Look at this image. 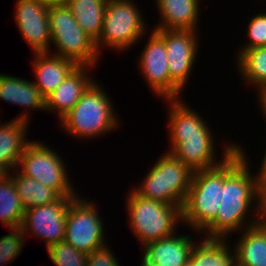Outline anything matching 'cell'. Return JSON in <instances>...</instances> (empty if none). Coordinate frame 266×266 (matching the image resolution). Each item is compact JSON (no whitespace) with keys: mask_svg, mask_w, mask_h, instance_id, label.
Listing matches in <instances>:
<instances>
[{"mask_svg":"<svg viewBox=\"0 0 266 266\" xmlns=\"http://www.w3.org/2000/svg\"><path fill=\"white\" fill-rule=\"evenodd\" d=\"M237 144L238 149L223 162L222 199L216 217L200 232L204 238L228 239L263 220L256 174L250 170L246 147Z\"/></svg>","mask_w":266,"mask_h":266,"instance_id":"6da1fadb","label":"cell"},{"mask_svg":"<svg viewBox=\"0 0 266 266\" xmlns=\"http://www.w3.org/2000/svg\"><path fill=\"white\" fill-rule=\"evenodd\" d=\"M163 101L168 104L166 117L170 146L166 151L193 171L217 167L238 149L235 141L227 142L219 159L216 137L213 138L214 132L203 115L186 104L183 98Z\"/></svg>","mask_w":266,"mask_h":266,"instance_id":"7a4b0ae2","label":"cell"},{"mask_svg":"<svg viewBox=\"0 0 266 266\" xmlns=\"http://www.w3.org/2000/svg\"><path fill=\"white\" fill-rule=\"evenodd\" d=\"M94 81L83 93L75 106L60 120L61 129L76 139L91 140L113 132L119 125L118 114L113 108L103 85ZM101 86V87H100Z\"/></svg>","mask_w":266,"mask_h":266,"instance_id":"3957f363","label":"cell"},{"mask_svg":"<svg viewBox=\"0 0 266 266\" xmlns=\"http://www.w3.org/2000/svg\"><path fill=\"white\" fill-rule=\"evenodd\" d=\"M129 227L136 239L145 246L147 243L170 237L182 223L181 208L177 205L144 198L133 189L125 199Z\"/></svg>","mask_w":266,"mask_h":266,"instance_id":"277c9868","label":"cell"},{"mask_svg":"<svg viewBox=\"0 0 266 266\" xmlns=\"http://www.w3.org/2000/svg\"><path fill=\"white\" fill-rule=\"evenodd\" d=\"M193 173L190 167L171 153L165 152L162 156L160 154L144 175V180L131 189L144 198L177 205L182 209L191 186Z\"/></svg>","mask_w":266,"mask_h":266,"instance_id":"5b68a950","label":"cell"},{"mask_svg":"<svg viewBox=\"0 0 266 266\" xmlns=\"http://www.w3.org/2000/svg\"><path fill=\"white\" fill-rule=\"evenodd\" d=\"M48 19L55 48L49 53L71 59L78 66L97 67L100 54L95 40L84 32L67 5L49 6Z\"/></svg>","mask_w":266,"mask_h":266,"instance_id":"8992f818","label":"cell"},{"mask_svg":"<svg viewBox=\"0 0 266 266\" xmlns=\"http://www.w3.org/2000/svg\"><path fill=\"white\" fill-rule=\"evenodd\" d=\"M134 0H108L99 38L95 41L99 54L103 48L130 51L146 37L148 24Z\"/></svg>","mask_w":266,"mask_h":266,"instance_id":"52a82bcc","label":"cell"},{"mask_svg":"<svg viewBox=\"0 0 266 266\" xmlns=\"http://www.w3.org/2000/svg\"><path fill=\"white\" fill-rule=\"evenodd\" d=\"M223 163L217 167L196 170L187 198L181 209L182 224L200 236L216 217L222 199Z\"/></svg>","mask_w":266,"mask_h":266,"instance_id":"ba28073f","label":"cell"},{"mask_svg":"<svg viewBox=\"0 0 266 266\" xmlns=\"http://www.w3.org/2000/svg\"><path fill=\"white\" fill-rule=\"evenodd\" d=\"M66 162L42 141H33L19 159L17 170L39 183L55 189L61 196H79L70 180ZM76 189V190H75Z\"/></svg>","mask_w":266,"mask_h":266,"instance_id":"9c48e42d","label":"cell"},{"mask_svg":"<svg viewBox=\"0 0 266 266\" xmlns=\"http://www.w3.org/2000/svg\"><path fill=\"white\" fill-rule=\"evenodd\" d=\"M87 198L79 195L69 204L64 241L89 254L108 241L105 240V224L98 205Z\"/></svg>","mask_w":266,"mask_h":266,"instance_id":"30bf717a","label":"cell"},{"mask_svg":"<svg viewBox=\"0 0 266 266\" xmlns=\"http://www.w3.org/2000/svg\"><path fill=\"white\" fill-rule=\"evenodd\" d=\"M150 33L137 59L140 74L160 100L179 99L182 91L170 79L165 41L154 29Z\"/></svg>","mask_w":266,"mask_h":266,"instance_id":"8fae6325","label":"cell"},{"mask_svg":"<svg viewBox=\"0 0 266 266\" xmlns=\"http://www.w3.org/2000/svg\"><path fill=\"white\" fill-rule=\"evenodd\" d=\"M76 197L78 196H62L56 202L25 210L21 224L25 239L28 235L40 238L45 242L46 249L59 241H63L68 207Z\"/></svg>","mask_w":266,"mask_h":266,"instance_id":"7c38bea8","label":"cell"},{"mask_svg":"<svg viewBox=\"0 0 266 266\" xmlns=\"http://www.w3.org/2000/svg\"><path fill=\"white\" fill-rule=\"evenodd\" d=\"M165 41L171 81L183 91L198 55L199 30L154 29ZM198 35V36H197Z\"/></svg>","mask_w":266,"mask_h":266,"instance_id":"4fadbf2b","label":"cell"},{"mask_svg":"<svg viewBox=\"0 0 266 266\" xmlns=\"http://www.w3.org/2000/svg\"><path fill=\"white\" fill-rule=\"evenodd\" d=\"M44 0H16L15 24L32 53H49L51 32Z\"/></svg>","mask_w":266,"mask_h":266,"instance_id":"5bb4252c","label":"cell"},{"mask_svg":"<svg viewBox=\"0 0 266 266\" xmlns=\"http://www.w3.org/2000/svg\"><path fill=\"white\" fill-rule=\"evenodd\" d=\"M191 235L176 232L173 236L147 243L142 249L140 266H184L196 244Z\"/></svg>","mask_w":266,"mask_h":266,"instance_id":"9a60e30c","label":"cell"},{"mask_svg":"<svg viewBox=\"0 0 266 266\" xmlns=\"http://www.w3.org/2000/svg\"><path fill=\"white\" fill-rule=\"evenodd\" d=\"M92 66H77L64 81L45 98V112L52 111L60 121L80 100L86 89L96 80ZM92 69V70H91ZM89 70V71H88ZM88 72H91L90 74Z\"/></svg>","mask_w":266,"mask_h":266,"instance_id":"2e32d148","label":"cell"},{"mask_svg":"<svg viewBox=\"0 0 266 266\" xmlns=\"http://www.w3.org/2000/svg\"><path fill=\"white\" fill-rule=\"evenodd\" d=\"M0 100L25 108L16 119L30 122L29 111H45V98L33 81L15 75L0 73Z\"/></svg>","mask_w":266,"mask_h":266,"instance_id":"e0dca14e","label":"cell"},{"mask_svg":"<svg viewBox=\"0 0 266 266\" xmlns=\"http://www.w3.org/2000/svg\"><path fill=\"white\" fill-rule=\"evenodd\" d=\"M156 3L159 23L153 29L198 30L200 0H153Z\"/></svg>","mask_w":266,"mask_h":266,"instance_id":"ac0fdd59","label":"cell"},{"mask_svg":"<svg viewBox=\"0 0 266 266\" xmlns=\"http://www.w3.org/2000/svg\"><path fill=\"white\" fill-rule=\"evenodd\" d=\"M31 62L32 72H34L33 83L44 98L50 95L78 66L71 59L51 53H34Z\"/></svg>","mask_w":266,"mask_h":266,"instance_id":"d6986e66","label":"cell"},{"mask_svg":"<svg viewBox=\"0 0 266 266\" xmlns=\"http://www.w3.org/2000/svg\"><path fill=\"white\" fill-rule=\"evenodd\" d=\"M0 122V167L10 173L17 168L20 157L32 142L28 137L30 122L15 118ZM29 124V125H28Z\"/></svg>","mask_w":266,"mask_h":266,"instance_id":"ffe728a7","label":"cell"},{"mask_svg":"<svg viewBox=\"0 0 266 266\" xmlns=\"http://www.w3.org/2000/svg\"><path fill=\"white\" fill-rule=\"evenodd\" d=\"M234 245V258L242 266H266V220L239 232Z\"/></svg>","mask_w":266,"mask_h":266,"instance_id":"44dd1931","label":"cell"},{"mask_svg":"<svg viewBox=\"0 0 266 266\" xmlns=\"http://www.w3.org/2000/svg\"><path fill=\"white\" fill-rule=\"evenodd\" d=\"M228 243H231L228 239H197L189 261L184 266H228L234 259L233 246Z\"/></svg>","mask_w":266,"mask_h":266,"instance_id":"7402d4cb","label":"cell"},{"mask_svg":"<svg viewBox=\"0 0 266 266\" xmlns=\"http://www.w3.org/2000/svg\"><path fill=\"white\" fill-rule=\"evenodd\" d=\"M8 173L14 181L17 193L25 210L58 201L62 196L53 188L21 174Z\"/></svg>","mask_w":266,"mask_h":266,"instance_id":"603a6c76","label":"cell"},{"mask_svg":"<svg viewBox=\"0 0 266 266\" xmlns=\"http://www.w3.org/2000/svg\"><path fill=\"white\" fill-rule=\"evenodd\" d=\"M108 0H70L67 6L77 23L95 41L99 38Z\"/></svg>","mask_w":266,"mask_h":266,"instance_id":"cb8c5ba5","label":"cell"},{"mask_svg":"<svg viewBox=\"0 0 266 266\" xmlns=\"http://www.w3.org/2000/svg\"><path fill=\"white\" fill-rule=\"evenodd\" d=\"M235 60L238 76L243 82L256 90L266 86V47L244 50Z\"/></svg>","mask_w":266,"mask_h":266,"instance_id":"d4e9b609","label":"cell"},{"mask_svg":"<svg viewBox=\"0 0 266 266\" xmlns=\"http://www.w3.org/2000/svg\"><path fill=\"white\" fill-rule=\"evenodd\" d=\"M24 213L14 181L7 173L0 179V221L7 229L21 227Z\"/></svg>","mask_w":266,"mask_h":266,"instance_id":"484cf974","label":"cell"},{"mask_svg":"<svg viewBox=\"0 0 266 266\" xmlns=\"http://www.w3.org/2000/svg\"><path fill=\"white\" fill-rule=\"evenodd\" d=\"M50 261L56 266H87V254L69 243L59 241L47 249Z\"/></svg>","mask_w":266,"mask_h":266,"instance_id":"4316f807","label":"cell"},{"mask_svg":"<svg viewBox=\"0 0 266 266\" xmlns=\"http://www.w3.org/2000/svg\"><path fill=\"white\" fill-rule=\"evenodd\" d=\"M246 25L247 41L238 47L237 57L242 51L252 48L266 47V10L252 16Z\"/></svg>","mask_w":266,"mask_h":266,"instance_id":"83f0119b","label":"cell"},{"mask_svg":"<svg viewBox=\"0 0 266 266\" xmlns=\"http://www.w3.org/2000/svg\"><path fill=\"white\" fill-rule=\"evenodd\" d=\"M11 233L0 238V266H8L18 258L25 247V236L21 227L8 229Z\"/></svg>","mask_w":266,"mask_h":266,"instance_id":"f1b7e54d","label":"cell"},{"mask_svg":"<svg viewBox=\"0 0 266 266\" xmlns=\"http://www.w3.org/2000/svg\"><path fill=\"white\" fill-rule=\"evenodd\" d=\"M105 245L96 248L94 251L87 254V266H120L116 255H113V250Z\"/></svg>","mask_w":266,"mask_h":266,"instance_id":"f546056e","label":"cell"},{"mask_svg":"<svg viewBox=\"0 0 266 266\" xmlns=\"http://www.w3.org/2000/svg\"><path fill=\"white\" fill-rule=\"evenodd\" d=\"M264 153L261 159V163L259 165L260 167H256L258 168L256 178L258 180L259 189L262 195L266 192V148L264 150Z\"/></svg>","mask_w":266,"mask_h":266,"instance_id":"4dcf8cb0","label":"cell"},{"mask_svg":"<svg viewBox=\"0 0 266 266\" xmlns=\"http://www.w3.org/2000/svg\"><path fill=\"white\" fill-rule=\"evenodd\" d=\"M256 92H257V94H255L257 96L256 100H258V101H256L258 103L257 106H259V108H261L260 109L262 112L261 115H263L262 117H264L263 120L266 121V86L258 88L256 90Z\"/></svg>","mask_w":266,"mask_h":266,"instance_id":"1f68e13d","label":"cell"},{"mask_svg":"<svg viewBox=\"0 0 266 266\" xmlns=\"http://www.w3.org/2000/svg\"><path fill=\"white\" fill-rule=\"evenodd\" d=\"M48 6L67 5L70 0H44Z\"/></svg>","mask_w":266,"mask_h":266,"instance_id":"d6a6232c","label":"cell"},{"mask_svg":"<svg viewBox=\"0 0 266 266\" xmlns=\"http://www.w3.org/2000/svg\"><path fill=\"white\" fill-rule=\"evenodd\" d=\"M262 216L266 220V192L262 195Z\"/></svg>","mask_w":266,"mask_h":266,"instance_id":"836d02e7","label":"cell"},{"mask_svg":"<svg viewBox=\"0 0 266 266\" xmlns=\"http://www.w3.org/2000/svg\"><path fill=\"white\" fill-rule=\"evenodd\" d=\"M228 266H242L235 258L228 264Z\"/></svg>","mask_w":266,"mask_h":266,"instance_id":"e575fe53","label":"cell"},{"mask_svg":"<svg viewBox=\"0 0 266 266\" xmlns=\"http://www.w3.org/2000/svg\"><path fill=\"white\" fill-rule=\"evenodd\" d=\"M7 174L1 167H0V179Z\"/></svg>","mask_w":266,"mask_h":266,"instance_id":"d590c367","label":"cell"}]
</instances>
